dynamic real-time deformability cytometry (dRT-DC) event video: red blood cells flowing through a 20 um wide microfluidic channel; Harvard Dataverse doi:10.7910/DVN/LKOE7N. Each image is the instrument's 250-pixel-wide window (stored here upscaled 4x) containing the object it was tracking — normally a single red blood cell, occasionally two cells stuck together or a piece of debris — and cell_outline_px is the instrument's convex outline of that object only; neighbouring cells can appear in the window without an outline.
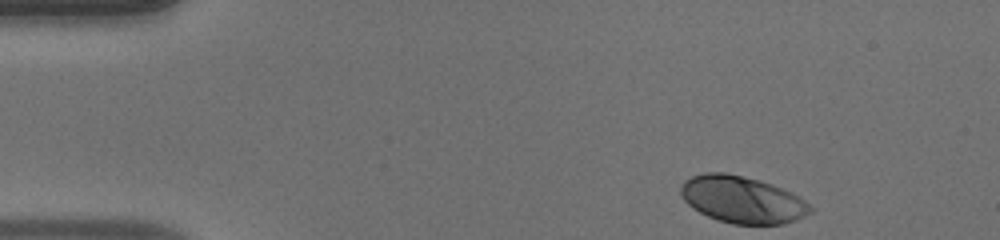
{"species": "human", "species_latin": "Homo sapiens", "temperature_condition": "warm", "stored_images_in_passage": 46, "camera_frame_rate_fps": 3000, "um_per_image_px": 0.085, "donor": {"sex": "male"}, "frame": {"image": 1, "passage_image": 1, "time_ms": 0.0, "image_size_px": [1000, 240], "cell_outline_px": [[812, 212], [796, 220], [784, 224], [732, 224], [708, 216], [692, 208], [680, 196], [680, 188], [684, 180], [692, 176], [704, 172], [724, 172], [744, 176], [760, 180], [772, 184], [792, 192], [800, 196], [812, 208]], "centroid_in_image_um": [63.08, 16.96], "position_along_channel_um": 21.9, "area_um2": 35.6}}
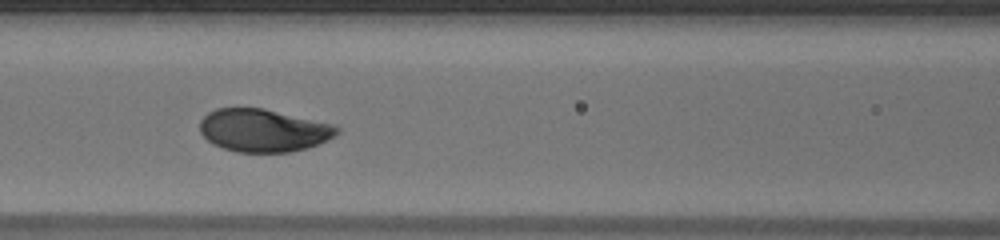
{"frame": {"image": 2, "passage_image": 17, "time_ms": 5.333, "image_size_px": [1000, 240], "cell_outline_px": [[340, 132], [336, 136], [328, 140], [308, 148], [288, 152], [236, 152], [212, 144], [200, 132], [200, 120], [208, 112], [216, 108], [264, 108], [336, 124], [340, 128]], "centroid_in_image_um": [22.43, 11.08], "position_along_channel_um": 144.2, "area_um2": 34.56}}
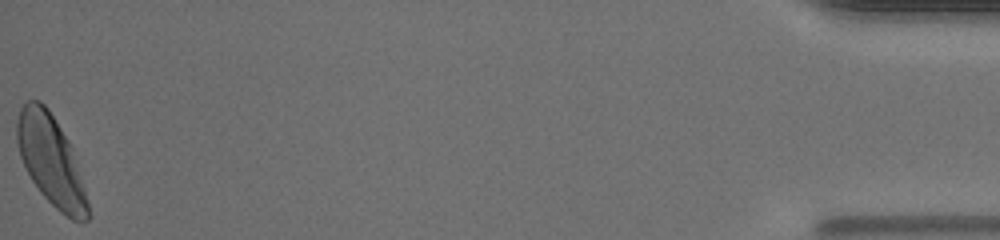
{"frame": {"image": 3, "passage_image": 46, "time_ms": 15.0, "image_size_px": [1000, 240], "cell_outline_px": [[92, 216], [88, 220], [72, 220], [60, 212], [40, 192], [32, 180], [20, 156], [16, 140], [16, 120], [20, 108], [28, 100], [40, 100], [48, 108], [68, 140], [72, 148]], "centroid_in_image_um": [4.32, 13.63], "position_along_channel_um": 430.9, "area_um2": 36.88}, "authors_computed_cell_mechanics": {"area_um2": 34.8245, "velocity_mm_per_s": 3.9795, "shape_relaxation_time_tau1_ms": 3.3829, "shape_relaxation_time_tau2_ms": null, "deformation_change_tau1": 0.1922, "deformation_change_tau2": null}}